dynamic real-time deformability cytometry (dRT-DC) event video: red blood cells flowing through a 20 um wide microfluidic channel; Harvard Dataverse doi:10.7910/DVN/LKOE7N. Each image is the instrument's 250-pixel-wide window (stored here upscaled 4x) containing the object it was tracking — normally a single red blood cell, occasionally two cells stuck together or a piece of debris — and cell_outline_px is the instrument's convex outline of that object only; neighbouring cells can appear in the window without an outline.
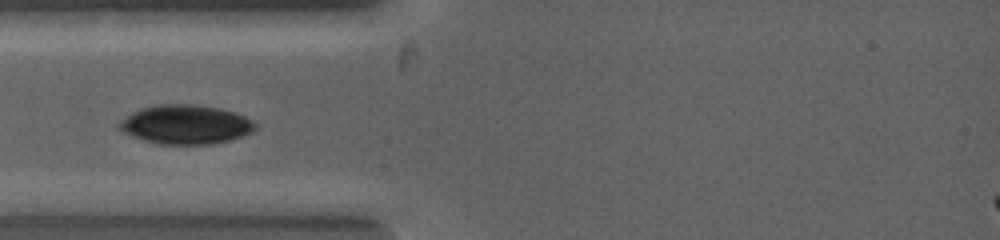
{"species": "common noctule bat (a hibernating species)", "species_latin": "Nyctalus noctula", "temperature_condition": "warm", "stored_images_in_passage": 5, "camera_frame_rate_fps": 5000, "um_per_image_px": 0.085, "animal": {"sex": "female", "body_mass_g": 19.0, "forearm_length_mm": 53.3}, "frame": {"image": 1, "passage_image": 1, "time_ms": 0.0, "image_size_px": [1000, 240], "cell_outline_px": [[260, 128], [252, 132], [228, 140], [212, 144], [156, 144], [132, 136], [116, 128], [116, 124], [120, 120], [132, 112], [140, 108], [156, 104], [192, 104], [220, 108], [244, 116], [252, 120]], "centroid_in_image_um": [15.75, 10.58], "position_along_channel_um": 69.3, "area_um2": 31.21}}